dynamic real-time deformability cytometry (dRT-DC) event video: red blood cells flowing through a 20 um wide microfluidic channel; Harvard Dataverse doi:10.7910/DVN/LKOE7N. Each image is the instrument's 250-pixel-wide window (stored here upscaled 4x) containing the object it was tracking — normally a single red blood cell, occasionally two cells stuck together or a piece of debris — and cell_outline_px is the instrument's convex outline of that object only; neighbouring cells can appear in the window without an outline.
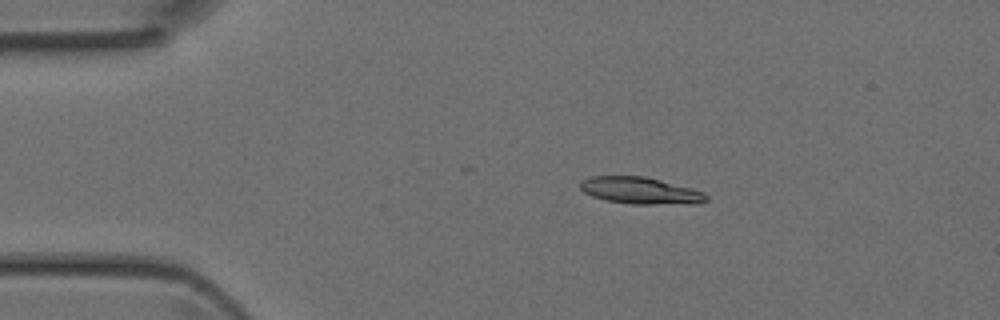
{"species": "Egyptian fruit bat (a non-hibernating species)", "species_latin": "Rousettus aegyptiacus", "temperature_condition": "room temperature", "stored_images_in_passage": 5, "camera_frame_rate_fps": 3000, "um_per_image_px": 0.085, "animal": {"sex": "female"}, "frame": {"image": 1, "passage_image": 2, "time_ms": 0.333, "image_size_px": [1000, 320], "cell_outline_px": [[708, 200], [696, 204], [632, 204], [604, 200], [592, 196], [584, 192], [580, 188], [580, 180], [588, 176], [644, 176], [692, 188], [704, 192], [708, 196]], "centroid_in_image_um": [54.42, 16.2], "position_along_channel_um": 30.6, "area_um2": 19.88}}